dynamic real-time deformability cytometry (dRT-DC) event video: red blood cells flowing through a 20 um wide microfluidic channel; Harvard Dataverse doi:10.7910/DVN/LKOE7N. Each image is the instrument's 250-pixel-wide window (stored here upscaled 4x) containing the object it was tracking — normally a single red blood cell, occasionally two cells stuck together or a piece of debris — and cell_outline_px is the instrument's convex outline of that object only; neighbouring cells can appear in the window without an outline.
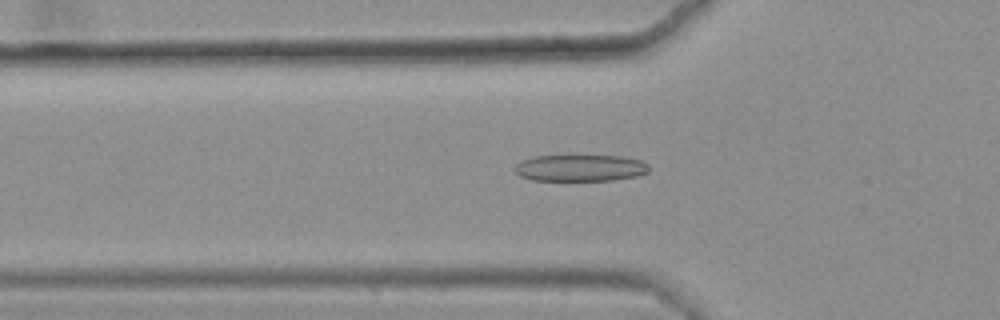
{"species": "common noctule bat (a hibernating species)", "species_latin": "Nyctalus noctula", "temperature_condition": "warm", "stored_images_in_passage": 49, "camera_frame_rate_fps": 3000, "um_per_image_px": 0.085, "animal": {"sex": "female", "body_mass_g": 25.1}, "frame": {"image": 1, "passage_image": 19, "time_ms": 6.0, "image_size_px": [1000, 320], "cell_outline_px": [[648, 172], [636, 176], [612, 180], [532, 180], [520, 176], [512, 168], [520, 160], [532, 156], [624, 156], [640, 160], [648, 164]], "centroid_in_image_um": [49.28, 14.27], "position_along_channel_um": 76.5, "area_um2": 20.87}}
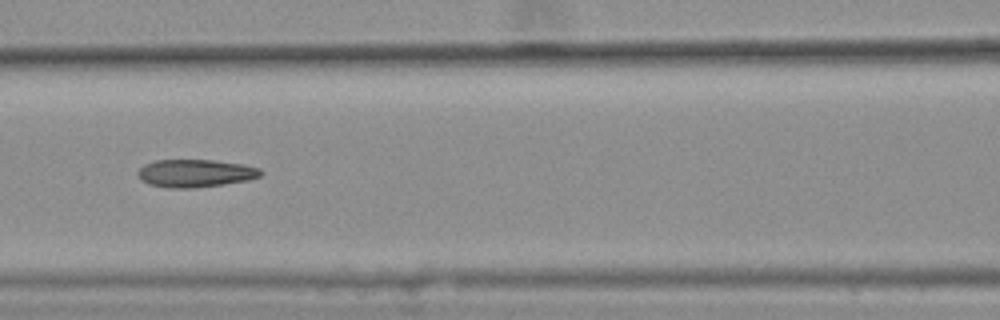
{"frame": {"image": 2, "passage_image": 25, "time_ms": 8.0, "image_size_px": [1000, 320], "cell_outline_px": [[264, 172], [260, 176], [248, 180], [224, 184], [196, 188], [168, 188], [148, 184], [140, 180], [136, 176], [136, 172], [144, 164], [156, 160], [212, 160], [244, 164], [260, 168]], "centroid_in_image_um": [16.58, 14.73], "position_along_channel_um": 150.0, "area_um2": 20.17}}
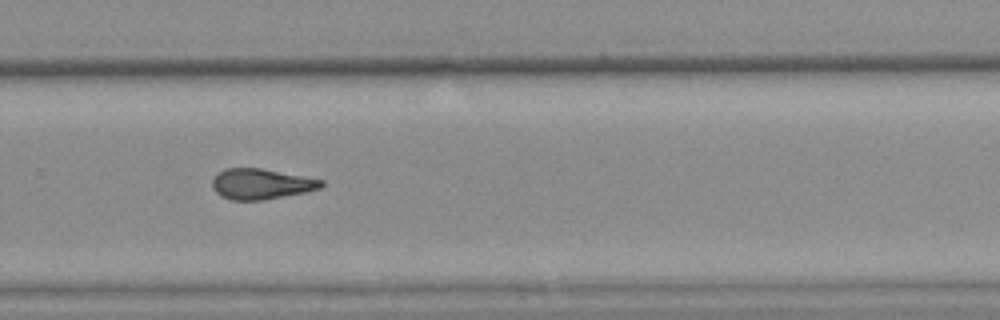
{"frame": {"image": 3, "passage_image": 38, "time_ms": 12.333, "image_size_px": [1000, 320], "cell_outline_px": [[324, 184], [320, 188], [304, 192], [264, 200], [232, 200], [220, 196], [212, 188], [212, 180], [224, 168], [260, 168], [304, 176], [324, 180]], "centroid_in_image_um": [22.19, 15.64], "position_along_channel_um": 307.6, "area_um2": 19.31}, "authors_computed_cell_mechanics": {"area_um2": 20.1722, "velocity_mm_per_s": 3.6483, "shape_relaxation_time_tau1_ms": null, "shape_relaxation_time_tau2_ms": 4.0925, "deformation_change_tau1": null, "deformation_change_tau2": 0.1381}}